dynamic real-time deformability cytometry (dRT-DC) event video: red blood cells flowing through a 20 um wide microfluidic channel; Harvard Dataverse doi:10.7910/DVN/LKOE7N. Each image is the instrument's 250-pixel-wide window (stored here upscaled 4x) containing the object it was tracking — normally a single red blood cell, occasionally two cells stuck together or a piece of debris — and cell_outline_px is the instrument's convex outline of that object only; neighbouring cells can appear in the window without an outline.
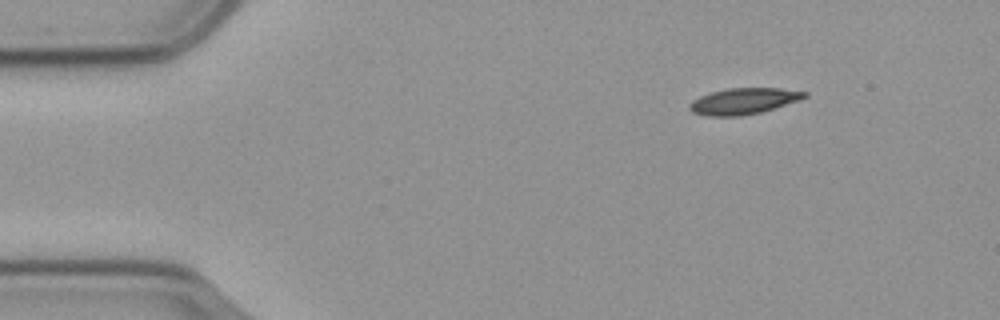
{"species": "common noctule bat (a hibernating species)", "species_latin": "Nyctalus noctula", "temperature_condition": "cold", "stored_images_in_passage": 7, "camera_frame_rate_fps": 3000, "um_per_image_px": 0.085, "animal": {"sex": "male", "body_mass_g": 23.1, "forearm_length_mm": 52.7}, "frame": {"image": 1, "passage_image": 1, "time_ms": 0.0, "image_size_px": [1000, 320], "cell_outline_px": [[808, 96], [800, 100], [760, 112], [740, 116], [708, 116], [692, 112], [688, 108], [688, 104], [692, 100], [700, 96], [712, 92], [728, 88], [780, 88], [808, 92]], "centroid_in_image_um": [63.19, 8.59], "position_along_channel_um": 21.8, "area_um2": 17.51}}